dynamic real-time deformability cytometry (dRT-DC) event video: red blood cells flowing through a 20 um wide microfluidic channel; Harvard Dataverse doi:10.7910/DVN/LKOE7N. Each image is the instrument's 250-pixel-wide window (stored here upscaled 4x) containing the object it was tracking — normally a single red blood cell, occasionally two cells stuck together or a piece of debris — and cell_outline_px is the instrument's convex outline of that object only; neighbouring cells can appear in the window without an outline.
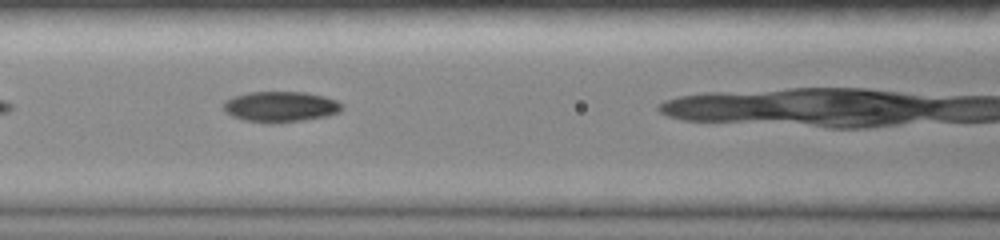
{"species": "common noctule bat (a hibernating species)", "species_latin": "Nyctalus noctula", "temperature_condition": "room temperature", "stored_images_in_passage": 12, "camera_frame_rate_fps": 3000, "um_per_image_px": 0.085, "animal": {"sex": "female", "body_mass_g": 19.0, "forearm_length_mm": 51.5}, "frame": {"image": 1, "passage_image": 6, "time_ms": 1.667, "image_size_px": [1000, 240], "cell_outline_px": [[344, 108], [340, 112], [328, 116], [304, 120], [272, 124], [244, 120], [232, 116], [224, 108], [224, 100], [232, 96], [248, 92], [308, 92], [324, 96], [336, 100]], "centroid_in_image_um": [23.86, 9.07], "position_along_channel_um": 142.7, "area_um2": 21.33}}
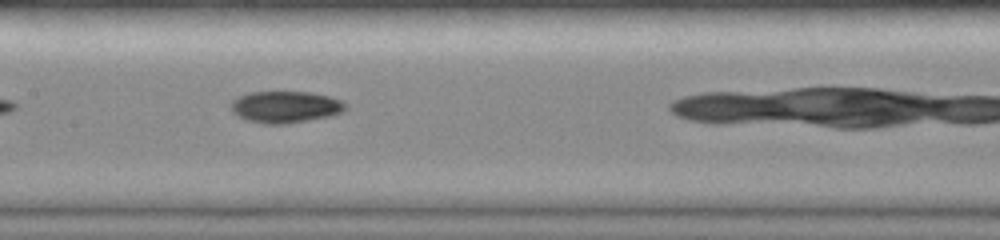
{"frame": {"image": 2, "passage_image": 9, "time_ms": 2.667, "image_size_px": [1000, 240], "cell_outline_px": [[348, 108], [340, 112], [328, 116], [288, 124], [264, 124], [248, 120], [236, 116], [232, 112], [232, 100], [236, 96], [248, 92], [312, 92], [328, 96], [340, 100], [348, 104]], "centroid_in_image_um": [24.23, 9.08], "position_along_channel_um": 183.2, "area_um2": 21.27}}